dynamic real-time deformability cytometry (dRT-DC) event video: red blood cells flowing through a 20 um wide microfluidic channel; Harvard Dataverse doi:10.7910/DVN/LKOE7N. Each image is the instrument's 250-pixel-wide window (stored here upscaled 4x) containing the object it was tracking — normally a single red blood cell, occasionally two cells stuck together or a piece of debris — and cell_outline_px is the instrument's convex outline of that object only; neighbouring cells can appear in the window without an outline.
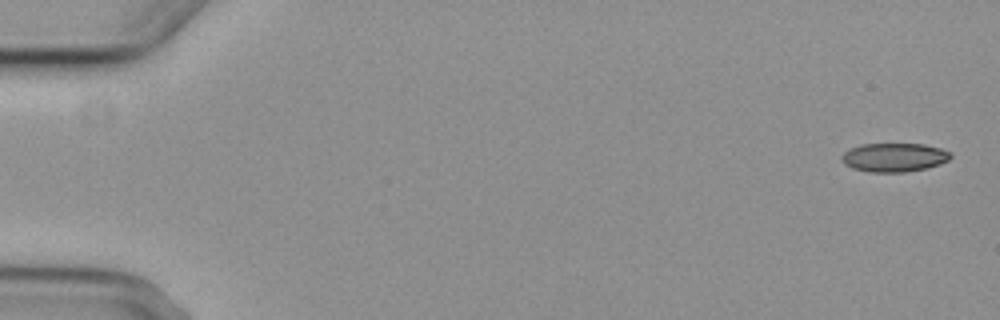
{"species": "common noctule bat (a hibernating species)", "species_latin": "Nyctalus noctula", "temperature_condition": "cold", "stored_images_in_passage": 10, "camera_frame_rate_fps": 3000, "um_per_image_px": 0.085, "animal": {"sex": "female", "body_mass_g": 29.2, "forearm_length_mm": 56.3}, "frame": {"image": 1, "passage_image": 1, "time_ms": 0.0, "image_size_px": [1000, 320], "cell_outline_px": [[952, 156], [948, 160], [940, 164], [924, 168], [904, 172], [872, 172], [852, 168], [844, 164], [840, 156], [844, 152], [860, 144], [924, 144], [940, 148], [952, 152]], "centroid_in_image_um": [76.0, 13.37], "position_along_channel_um": 9.0, "area_um2": 18.21}}
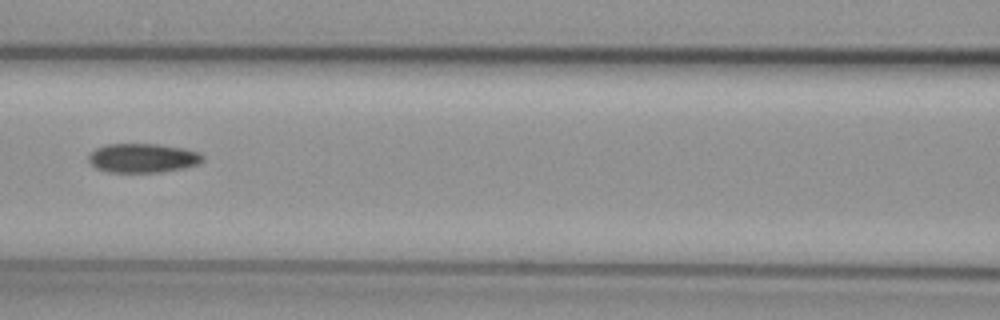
{"frame": {"image": 2, "passage_image": 7, "time_ms": 8.0, "image_size_px": [1000, 320], "cell_outline_px": [[204, 160], [200, 164], [184, 168], [160, 172], [108, 172], [96, 168], [88, 160], [88, 156], [96, 148], [104, 144], [160, 144], [184, 148], [200, 152], [204, 156]], "centroid_in_image_um": [12.17, 13.43], "position_along_channel_um": 154.4, "area_um2": 19.59}}
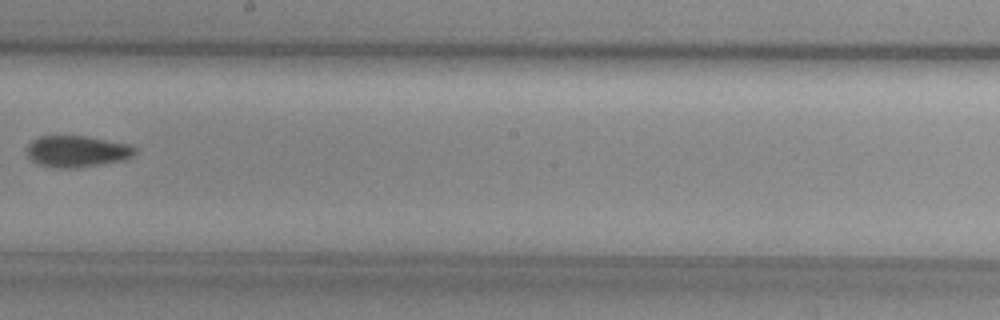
{"frame": {"image": 3, "passage_image": 9, "time_ms": 10.333, "image_size_px": [1000, 320], "cell_outline_px": [[136, 152], [132, 156], [124, 160], [80, 168], [56, 168], [36, 164], [28, 156], [28, 144], [32, 140], [40, 136], [88, 136], [128, 144], [136, 148]], "centroid_in_image_um": [6.54, 12.87], "position_along_channel_um": 241.7, "area_um2": 19.94}}